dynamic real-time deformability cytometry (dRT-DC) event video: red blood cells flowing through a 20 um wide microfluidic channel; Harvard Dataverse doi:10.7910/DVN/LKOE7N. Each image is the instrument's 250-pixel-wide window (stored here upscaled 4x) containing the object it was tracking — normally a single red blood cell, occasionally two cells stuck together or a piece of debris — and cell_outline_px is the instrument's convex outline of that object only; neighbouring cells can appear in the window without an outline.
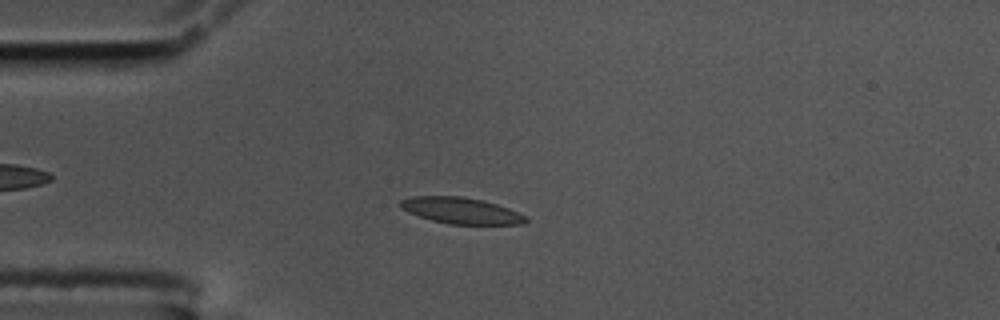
{"species": "common noctule bat (a hibernating species)", "species_latin": "Nyctalus noctula", "temperature_condition": "cold", "stored_images_in_passage": 7, "camera_frame_rate_fps": 3000, "um_per_image_px": 0.085, "animal": {"sex": "male", "body_mass_g": 17.5, "forearm_length_mm": 52.3}, "frame": {"image": 1, "passage_image": 4, "time_ms": 1.0, "image_size_px": [1000, 320], "cell_outline_px": [[528, 220], [524, 224], [448, 224], [432, 220], [408, 212], [400, 208], [400, 200], [412, 196], [460, 196], [484, 200], [508, 208], [524, 216]], "centroid_in_image_um": [39.16, 17.89], "position_along_channel_um": 45.8, "area_um2": 19.02}}